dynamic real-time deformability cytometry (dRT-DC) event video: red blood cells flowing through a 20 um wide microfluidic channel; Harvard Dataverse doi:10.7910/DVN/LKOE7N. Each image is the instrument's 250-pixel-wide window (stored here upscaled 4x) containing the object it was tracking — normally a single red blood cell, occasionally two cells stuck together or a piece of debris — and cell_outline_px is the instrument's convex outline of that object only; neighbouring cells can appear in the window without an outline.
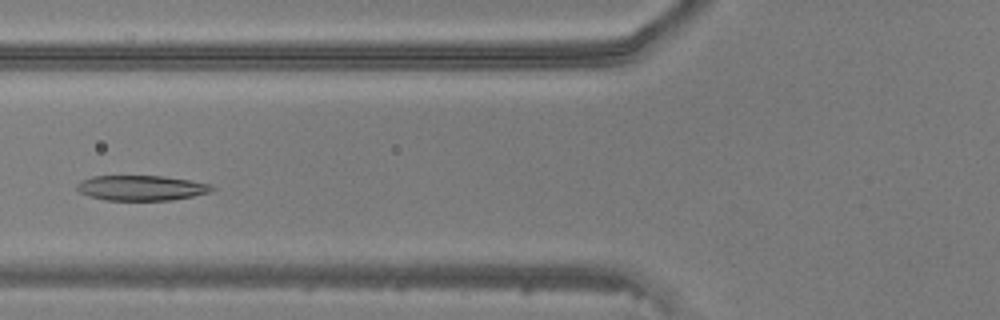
{"species": "common noctule bat (a hibernating species)", "species_latin": "Nyctalus noctula", "temperature_condition": "warm", "stored_images_in_passage": 27, "camera_frame_rate_fps": 3000, "um_per_image_px": 0.085, "animal": {"sex": "male", "body_mass_g": 20.5, "forearm_length_mm": 52.5}, "frame": {"image": 1, "passage_image": 4, "time_ms": 1.0, "image_size_px": [1000, 320], "cell_outline_px": [[216, 188], [208, 192], [192, 196], [172, 200], [104, 200], [88, 196], [80, 192], [76, 188], [76, 184], [92, 176], [164, 176], [212, 184]], "centroid_in_image_um": [12.01, 15.97], "position_along_channel_um": 113.8, "area_um2": 19.71}}
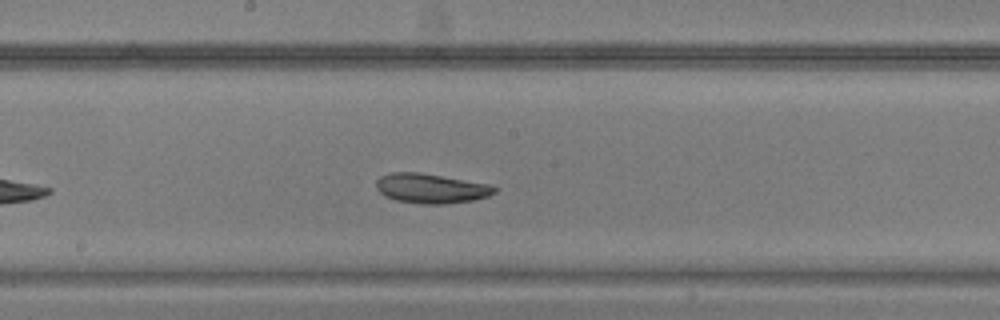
{"frame": {"image": 2, "passage_image": 11, "time_ms": 3.333, "image_size_px": [1000, 320], "cell_outline_px": [[500, 188], [496, 192], [488, 196], [472, 200], [444, 204], [420, 204], [396, 200], [384, 196], [376, 188], [376, 180], [380, 176], [392, 172], [416, 172], [488, 184]], "centroid_in_image_um": [36.61, 16.02], "position_along_channel_um": 211.6, "area_um2": 20.35}}
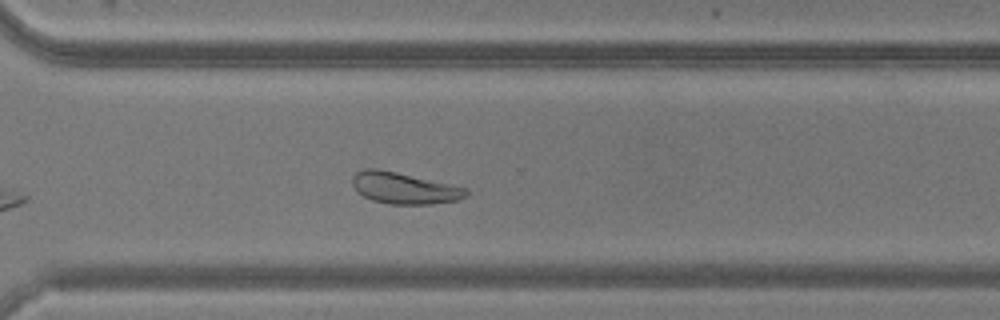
{"frame": {"image": 3, "passage_image": 20, "time_ms": 6.333, "image_size_px": [1000, 320], "cell_outline_px": [[468, 196], [456, 200], [432, 204], [388, 204], [372, 200], [364, 196], [352, 184], [352, 176], [356, 172], [364, 168], [380, 168], [468, 188]], "centroid_in_image_um": [34.36, 15.98], "position_along_channel_um": 336.2, "area_um2": 20.87}}